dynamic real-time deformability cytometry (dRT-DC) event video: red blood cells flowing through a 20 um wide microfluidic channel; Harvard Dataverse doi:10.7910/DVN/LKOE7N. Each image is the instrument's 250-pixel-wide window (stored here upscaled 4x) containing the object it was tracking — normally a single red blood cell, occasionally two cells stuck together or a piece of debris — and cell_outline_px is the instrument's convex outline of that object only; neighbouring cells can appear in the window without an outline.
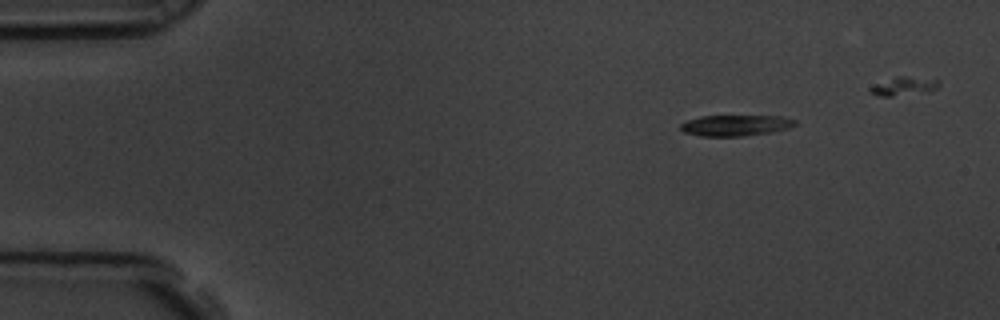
{"species": "common noctule bat (a hibernating species)", "species_latin": "Nyctalus noctula", "temperature_condition": "room temperature", "stored_images_in_passage": 8, "camera_frame_rate_fps": 3000, "um_per_image_px": 0.085, "animal": {"sex": "male", "body_mass_g": 19.5, "forearm_length_mm": 54.6}, "frame": {"image": 1, "passage_image": 1, "time_ms": 0.0, "image_size_px": [1000, 320], "cell_outline_px": [[796, 124], [788, 128], [772, 132], [740, 136], [700, 136], [684, 132], [680, 128], [680, 124], [688, 120], [700, 116], [780, 116], [796, 120]], "centroid_in_image_um": [62.51, 10.66], "position_along_channel_um": 22.5, "area_um2": 13.87}}
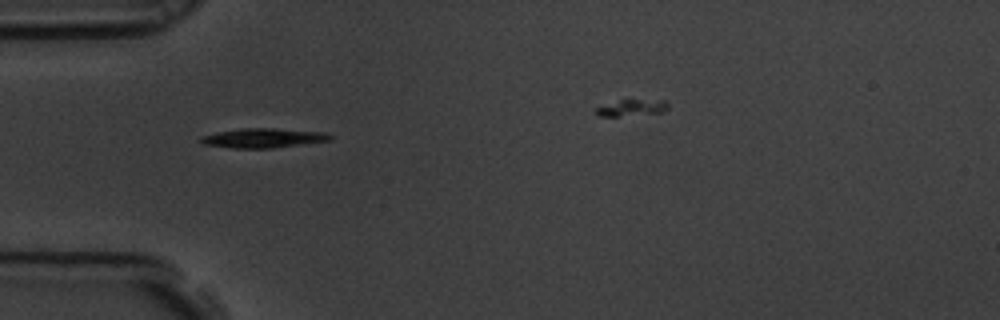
{"frame": {"image": 2, "passage_image": 4, "time_ms": 1.0, "image_size_px": [1000, 320], "cell_outline_px": [[332, 140], [272, 148], [232, 148], [204, 144], [200, 140], [200, 136], [220, 132], [244, 128], [272, 128], [324, 132], [332, 136]], "centroid_in_image_um": [22.39, 11.73], "position_along_channel_um": 62.6, "area_um2": 14.45}}
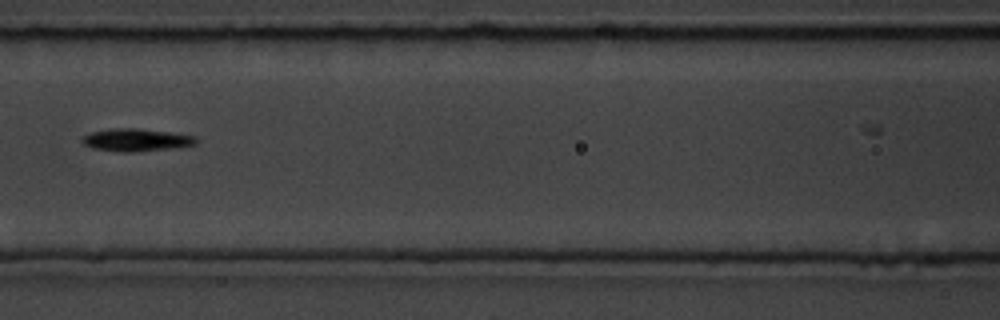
{"frame": {"image": 3, "passage_image": 6, "time_ms": 1.667, "image_size_px": [1000, 320], "cell_outline_px": [[196, 144], [172, 148], [132, 152], [120, 152], [92, 148], [84, 144], [80, 140], [84, 136], [92, 132], [108, 128], [140, 128], [196, 136]], "centroid_in_image_um": [11.54, 11.89], "position_along_channel_um": 155.1, "area_um2": 14.97}}